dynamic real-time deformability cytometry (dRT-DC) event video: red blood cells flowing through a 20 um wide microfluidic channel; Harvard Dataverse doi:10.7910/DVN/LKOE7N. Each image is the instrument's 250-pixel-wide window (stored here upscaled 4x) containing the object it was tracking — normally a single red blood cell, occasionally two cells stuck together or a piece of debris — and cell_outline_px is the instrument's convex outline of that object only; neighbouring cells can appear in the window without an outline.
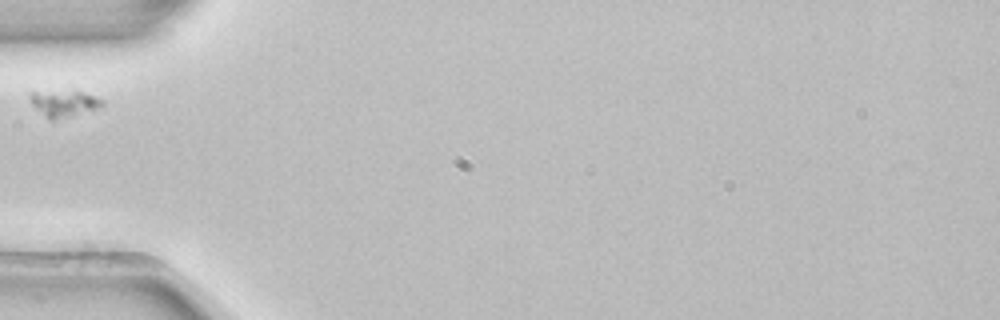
{"species": "common noctule bat (a hibernating species)", "species_latin": "Nyctalus noctula", "temperature_condition": "room temperature", "stored_images_in_passage": 5, "camera_frame_rate_fps": 3000, "um_per_image_px": 0.085, "animal": {"sex": "female", "body_mass_g": 22.7, "forearm_length_mm": 54.2}, "frame": {"image": 1, "passage_image": 4, "time_ms": 1.0, "image_size_px": [1000, 320], "cell_outline_px": [[104, 104], [96, 108], [52, 120], [48, 120], [28, 100], [28, 96], [32, 92], [80, 92], [104, 100]], "centroid_in_image_um": [5.36, 8.79], "position_along_channel_um": 79.6, "area_um2": 10.46}}